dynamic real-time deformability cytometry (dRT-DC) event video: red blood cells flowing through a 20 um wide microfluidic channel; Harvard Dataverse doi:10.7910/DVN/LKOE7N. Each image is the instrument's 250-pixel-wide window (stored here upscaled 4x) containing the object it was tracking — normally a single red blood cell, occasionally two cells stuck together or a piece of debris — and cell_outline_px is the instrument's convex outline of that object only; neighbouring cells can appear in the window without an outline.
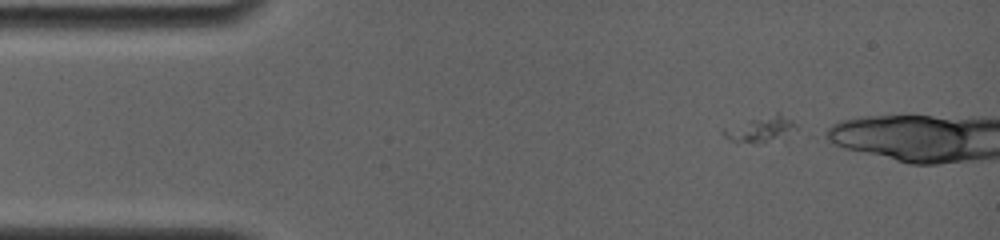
{"species": "common noctule bat (a hibernating species)", "species_latin": "Nyctalus noctula", "temperature_condition": "room temperature", "stored_images_in_passage": 4, "camera_frame_rate_fps": 4000, "um_per_image_px": 0.085, "animal": {"sex": "female", "body_mass_g": 19.0, "forearm_length_mm": 56.7}, "frame": {"image": 1, "passage_image": 1, "time_ms": 0.0, "image_size_px": [1000, 240], "cell_outline_px": [[796, 128], [784, 140], [752, 144], [728, 140], [720, 132], [724, 128], [776, 112], [780, 112], [792, 120], [796, 124]], "centroid_in_image_um": [64.7, 11.01], "position_along_channel_um": 20.3, "area_um2": 11.27}}